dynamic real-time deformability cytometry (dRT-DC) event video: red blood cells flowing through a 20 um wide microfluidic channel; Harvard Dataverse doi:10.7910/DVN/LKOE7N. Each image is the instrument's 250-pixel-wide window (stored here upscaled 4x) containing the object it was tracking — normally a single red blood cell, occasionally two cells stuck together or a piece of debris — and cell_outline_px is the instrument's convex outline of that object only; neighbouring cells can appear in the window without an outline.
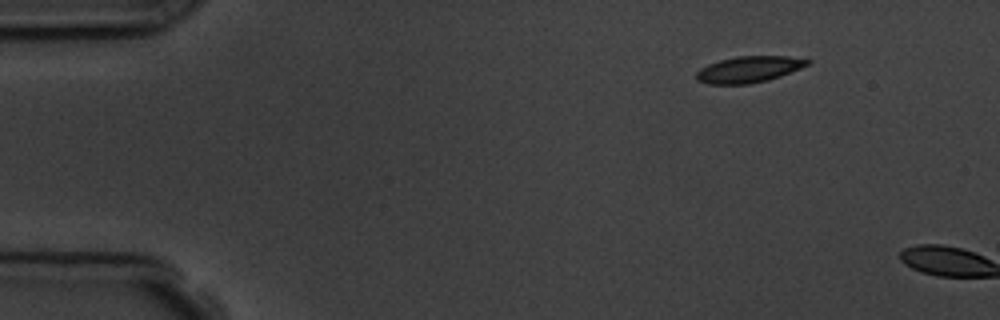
{"species": "common noctule bat (a hibernating species)", "species_latin": "Nyctalus noctula", "temperature_condition": "room temperature", "stored_images_in_passage": 2, "camera_frame_rate_fps": 3000, "um_per_image_px": 0.085, "animal": {"sex": "male", "body_mass_g": 19.5, "forearm_length_mm": 54.6}, "frame": {"image": 1, "passage_image": 1, "time_ms": 0.0, "image_size_px": [1000, 320], "cell_outline_px": [[812, 64], [780, 76], [768, 80], [748, 84], [708, 84], [696, 80], [696, 72], [700, 68], [708, 64], [720, 60], [736, 56], [788, 56], [812, 60]], "centroid_in_image_um": [63.67, 5.89], "position_along_channel_um": 21.3, "area_um2": 17.17}}